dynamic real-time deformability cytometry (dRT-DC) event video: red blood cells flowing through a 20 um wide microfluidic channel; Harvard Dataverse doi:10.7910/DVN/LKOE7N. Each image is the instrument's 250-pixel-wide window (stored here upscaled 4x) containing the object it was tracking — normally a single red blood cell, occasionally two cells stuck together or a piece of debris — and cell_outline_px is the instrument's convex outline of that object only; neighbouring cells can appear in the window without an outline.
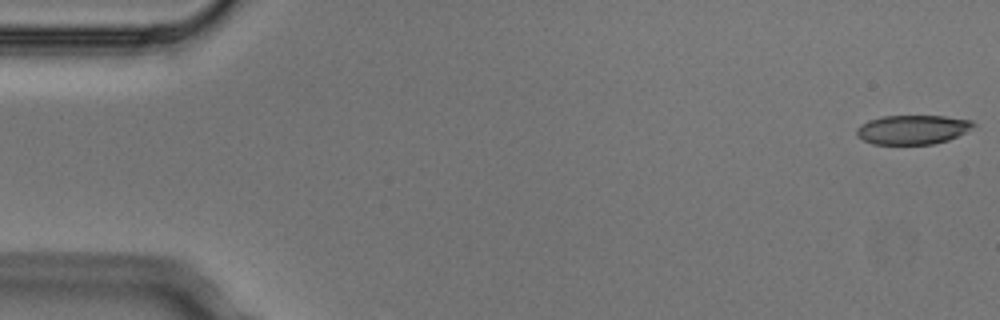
{"species": "Egyptian fruit bat (a non-hibernating species)", "species_latin": "Rousettus aegyptiacus", "temperature_condition": "cold", "stored_images_in_passage": 6, "camera_frame_rate_fps": 3000, "um_per_image_px": 0.085, "animal": {"sex": "male"}, "frame": {"image": 1, "passage_image": 1, "time_ms": 0.0, "image_size_px": [1000, 320], "cell_outline_px": [[976, 124], [964, 132], [948, 140], [932, 144], [872, 144], [856, 136], [856, 128], [860, 124], [868, 120], [884, 116], [944, 116], [972, 120]], "centroid_in_image_um": [77.52, 11.01], "position_along_channel_um": 7.5, "area_um2": 19.83}}
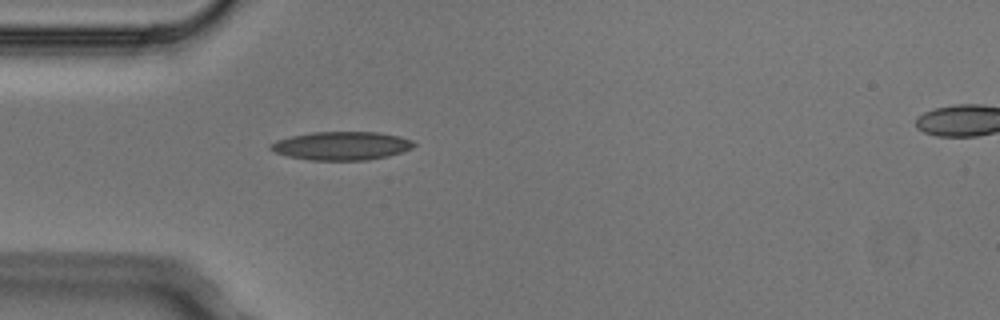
{"frame": {"image": 2, "passage_image": 5, "time_ms": 1.333, "image_size_px": [1000, 320], "cell_outline_px": [[416, 144], [412, 148], [404, 152], [388, 156], [368, 160], [308, 160], [288, 156], [276, 152], [268, 148], [276, 140], [292, 136], [312, 132], [380, 132], [400, 136], [412, 140]], "centroid_in_image_um": [29.08, 12.39], "position_along_channel_um": 55.9, "area_um2": 23.81}}